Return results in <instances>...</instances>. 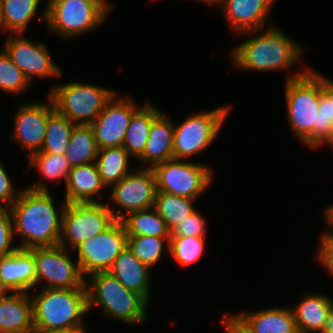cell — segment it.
<instances>
[{
    "mask_svg": "<svg viewBox=\"0 0 333 333\" xmlns=\"http://www.w3.org/2000/svg\"><path fill=\"white\" fill-rule=\"evenodd\" d=\"M66 206L65 201L60 207L55 206L53 195L42 179L21 190L17 200L9 207L14 236L22 239L18 248L58 245Z\"/></svg>",
    "mask_w": 333,
    "mask_h": 333,
    "instance_id": "6da1fadb",
    "label": "cell"
},
{
    "mask_svg": "<svg viewBox=\"0 0 333 333\" xmlns=\"http://www.w3.org/2000/svg\"><path fill=\"white\" fill-rule=\"evenodd\" d=\"M262 30L257 36L258 30L239 34L249 33L252 37L232 50L235 66L241 70L261 72L288 70L293 67L304 51L301 44L273 25Z\"/></svg>",
    "mask_w": 333,
    "mask_h": 333,
    "instance_id": "7a4b0ae2",
    "label": "cell"
},
{
    "mask_svg": "<svg viewBox=\"0 0 333 333\" xmlns=\"http://www.w3.org/2000/svg\"><path fill=\"white\" fill-rule=\"evenodd\" d=\"M322 96L321 74L304 68L290 74L285 84L287 119L294 135L305 146L317 148V114Z\"/></svg>",
    "mask_w": 333,
    "mask_h": 333,
    "instance_id": "3957f363",
    "label": "cell"
},
{
    "mask_svg": "<svg viewBox=\"0 0 333 333\" xmlns=\"http://www.w3.org/2000/svg\"><path fill=\"white\" fill-rule=\"evenodd\" d=\"M31 300L35 333L86 329L83 316L88 313L87 289L43 287Z\"/></svg>",
    "mask_w": 333,
    "mask_h": 333,
    "instance_id": "277c9868",
    "label": "cell"
},
{
    "mask_svg": "<svg viewBox=\"0 0 333 333\" xmlns=\"http://www.w3.org/2000/svg\"><path fill=\"white\" fill-rule=\"evenodd\" d=\"M86 278L88 311L99 307L108 318L129 325L147 320L149 303L141 295L125 288L108 272H97Z\"/></svg>",
    "mask_w": 333,
    "mask_h": 333,
    "instance_id": "5b68a950",
    "label": "cell"
},
{
    "mask_svg": "<svg viewBox=\"0 0 333 333\" xmlns=\"http://www.w3.org/2000/svg\"><path fill=\"white\" fill-rule=\"evenodd\" d=\"M111 7L106 0H48L42 19L49 32L69 39L97 29Z\"/></svg>",
    "mask_w": 333,
    "mask_h": 333,
    "instance_id": "8992f818",
    "label": "cell"
},
{
    "mask_svg": "<svg viewBox=\"0 0 333 333\" xmlns=\"http://www.w3.org/2000/svg\"><path fill=\"white\" fill-rule=\"evenodd\" d=\"M115 93L109 88L74 81L53 87L48 96L59 114L76 125H91Z\"/></svg>",
    "mask_w": 333,
    "mask_h": 333,
    "instance_id": "52a82bcc",
    "label": "cell"
},
{
    "mask_svg": "<svg viewBox=\"0 0 333 333\" xmlns=\"http://www.w3.org/2000/svg\"><path fill=\"white\" fill-rule=\"evenodd\" d=\"M230 108L221 106L200 112L174 125L173 158L184 160L207 149L220 133Z\"/></svg>",
    "mask_w": 333,
    "mask_h": 333,
    "instance_id": "ba28073f",
    "label": "cell"
},
{
    "mask_svg": "<svg viewBox=\"0 0 333 333\" xmlns=\"http://www.w3.org/2000/svg\"><path fill=\"white\" fill-rule=\"evenodd\" d=\"M157 191L196 200L212 184L213 171L209 165L169 159L152 168Z\"/></svg>",
    "mask_w": 333,
    "mask_h": 333,
    "instance_id": "9c48e42d",
    "label": "cell"
},
{
    "mask_svg": "<svg viewBox=\"0 0 333 333\" xmlns=\"http://www.w3.org/2000/svg\"><path fill=\"white\" fill-rule=\"evenodd\" d=\"M115 221L106 202L67 204L59 245L74 250L87 239L104 232Z\"/></svg>",
    "mask_w": 333,
    "mask_h": 333,
    "instance_id": "30bf717a",
    "label": "cell"
},
{
    "mask_svg": "<svg viewBox=\"0 0 333 333\" xmlns=\"http://www.w3.org/2000/svg\"><path fill=\"white\" fill-rule=\"evenodd\" d=\"M36 262V285L44 281V288L86 289L78 261L72 260L69 250L58 245L28 249Z\"/></svg>",
    "mask_w": 333,
    "mask_h": 333,
    "instance_id": "8fae6325",
    "label": "cell"
},
{
    "mask_svg": "<svg viewBox=\"0 0 333 333\" xmlns=\"http://www.w3.org/2000/svg\"><path fill=\"white\" fill-rule=\"evenodd\" d=\"M126 247L125 228L121 221L116 220L104 232L87 239L73 251H77L76 260L85 278L97 272H107Z\"/></svg>",
    "mask_w": 333,
    "mask_h": 333,
    "instance_id": "7c38bea8",
    "label": "cell"
},
{
    "mask_svg": "<svg viewBox=\"0 0 333 333\" xmlns=\"http://www.w3.org/2000/svg\"><path fill=\"white\" fill-rule=\"evenodd\" d=\"M156 192V180L153 170L143 168L132 171L120 182L112 185L110 200L117 205L119 208L118 212H115V207L110 208L108 201L106 203L112 211L115 220L120 221L131 212L153 208Z\"/></svg>",
    "mask_w": 333,
    "mask_h": 333,
    "instance_id": "4fadbf2b",
    "label": "cell"
},
{
    "mask_svg": "<svg viewBox=\"0 0 333 333\" xmlns=\"http://www.w3.org/2000/svg\"><path fill=\"white\" fill-rule=\"evenodd\" d=\"M3 50L13 63L32 82L34 77H61L62 72L50 56L46 45L37 43L22 36V34H10L6 38Z\"/></svg>",
    "mask_w": 333,
    "mask_h": 333,
    "instance_id": "5bb4252c",
    "label": "cell"
},
{
    "mask_svg": "<svg viewBox=\"0 0 333 333\" xmlns=\"http://www.w3.org/2000/svg\"><path fill=\"white\" fill-rule=\"evenodd\" d=\"M139 108L130 97L120 98L115 93L91 124L98 149L122 146L131 118Z\"/></svg>",
    "mask_w": 333,
    "mask_h": 333,
    "instance_id": "9a60e30c",
    "label": "cell"
},
{
    "mask_svg": "<svg viewBox=\"0 0 333 333\" xmlns=\"http://www.w3.org/2000/svg\"><path fill=\"white\" fill-rule=\"evenodd\" d=\"M47 101L45 103L27 102L22 104L16 112L11 137L30 155L41 150L47 131L48 117L55 111L50 96Z\"/></svg>",
    "mask_w": 333,
    "mask_h": 333,
    "instance_id": "2e32d148",
    "label": "cell"
},
{
    "mask_svg": "<svg viewBox=\"0 0 333 333\" xmlns=\"http://www.w3.org/2000/svg\"><path fill=\"white\" fill-rule=\"evenodd\" d=\"M276 0H224L221 9L236 34L266 28L267 16ZM265 25V26H264Z\"/></svg>",
    "mask_w": 333,
    "mask_h": 333,
    "instance_id": "e0dca14e",
    "label": "cell"
},
{
    "mask_svg": "<svg viewBox=\"0 0 333 333\" xmlns=\"http://www.w3.org/2000/svg\"><path fill=\"white\" fill-rule=\"evenodd\" d=\"M0 279L9 291L30 292L36 286V262L28 249L0 257Z\"/></svg>",
    "mask_w": 333,
    "mask_h": 333,
    "instance_id": "ac0fdd59",
    "label": "cell"
},
{
    "mask_svg": "<svg viewBox=\"0 0 333 333\" xmlns=\"http://www.w3.org/2000/svg\"><path fill=\"white\" fill-rule=\"evenodd\" d=\"M149 269L148 265L142 263L126 247L114 260L107 272L115 277L125 288L141 295L149 303L152 285Z\"/></svg>",
    "mask_w": 333,
    "mask_h": 333,
    "instance_id": "d6986e66",
    "label": "cell"
},
{
    "mask_svg": "<svg viewBox=\"0 0 333 333\" xmlns=\"http://www.w3.org/2000/svg\"><path fill=\"white\" fill-rule=\"evenodd\" d=\"M65 202L72 203H100L94 195L100 197V190L106 188L102 183L95 162L74 166L68 174L65 183Z\"/></svg>",
    "mask_w": 333,
    "mask_h": 333,
    "instance_id": "ffe728a7",
    "label": "cell"
},
{
    "mask_svg": "<svg viewBox=\"0 0 333 333\" xmlns=\"http://www.w3.org/2000/svg\"><path fill=\"white\" fill-rule=\"evenodd\" d=\"M35 332L28 292H14L0 299V333Z\"/></svg>",
    "mask_w": 333,
    "mask_h": 333,
    "instance_id": "44dd1931",
    "label": "cell"
},
{
    "mask_svg": "<svg viewBox=\"0 0 333 333\" xmlns=\"http://www.w3.org/2000/svg\"><path fill=\"white\" fill-rule=\"evenodd\" d=\"M174 124L170 118L161 112L152 122L143 155L139 158L145 168L173 159Z\"/></svg>",
    "mask_w": 333,
    "mask_h": 333,
    "instance_id": "7402d4cb",
    "label": "cell"
},
{
    "mask_svg": "<svg viewBox=\"0 0 333 333\" xmlns=\"http://www.w3.org/2000/svg\"><path fill=\"white\" fill-rule=\"evenodd\" d=\"M235 314L253 333H298L291 307H274Z\"/></svg>",
    "mask_w": 333,
    "mask_h": 333,
    "instance_id": "603a6c76",
    "label": "cell"
},
{
    "mask_svg": "<svg viewBox=\"0 0 333 333\" xmlns=\"http://www.w3.org/2000/svg\"><path fill=\"white\" fill-rule=\"evenodd\" d=\"M333 299L324 294H309L292 307L298 333H323Z\"/></svg>",
    "mask_w": 333,
    "mask_h": 333,
    "instance_id": "cb8c5ba5",
    "label": "cell"
},
{
    "mask_svg": "<svg viewBox=\"0 0 333 333\" xmlns=\"http://www.w3.org/2000/svg\"><path fill=\"white\" fill-rule=\"evenodd\" d=\"M161 112L162 110L147 101L133 114L122 144L130 157L139 159L143 155L151 124Z\"/></svg>",
    "mask_w": 333,
    "mask_h": 333,
    "instance_id": "d4e9b609",
    "label": "cell"
},
{
    "mask_svg": "<svg viewBox=\"0 0 333 333\" xmlns=\"http://www.w3.org/2000/svg\"><path fill=\"white\" fill-rule=\"evenodd\" d=\"M129 156L123 146L98 149L95 163L105 187H111L131 173L128 170Z\"/></svg>",
    "mask_w": 333,
    "mask_h": 333,
    "instance_id": "484cf974",
    "label": "cell"
},
{
    "mask_svg": "<svg viewBox=\"0 0 333 333\" xmlns=\"http://www.w3.org/2000/svg\"><path fill=\"white\" fill-rule=\"evenodd\" d=\"M64 154L71 167L95 162L98 147L91 125L74 126Z\"/></svg>",
    "mask_w": 333,
    "mask_h": 333,
    "instance_id": "4316f807",
    "label": "cell"
},
{
    "mask_svg": "<svg viewBox=\"0 0 333 333\" xmlns=\"http://www.w3.org/2000/svg\"><path fill=\"white\" fill-rule=\"evenodd\" d=\"M120 221L127 236L171 237L166 222L154 208L131 212Z\"/></svg>",
    "mask_w": 333,
    "mask_h": 333,
    "instance_id": "83f0119b",
    "label": "cell"
},
{
    "mask_svg": "<svg viewBox=\"0 0 333 333\" xmlns=\"http://www.w3.org/2000/svg\"><path fill=\"white\" fill-rule=\"evenodd\" d=\"M195 200L157 191L155 195L154 210L164 219L170 231L183 219L196 210L193 206Z\"/></svg>",
    "mask_w": 333,
    "mask_h": 333,
    "instance_id": "f1b7e54d",
    "label": "cell"
},
{
    "mask_svg": "<svg viewBox=\"0 0 333 333\" xmlns=\"http://www.w3.org/2000/svg\"><path fill=\"white\" fill-rule=\"evenodd\" d=\"M40 0H2L4 33L23 34L35 16Z\"/></svg>",
    "mask_w": 333,
    "mask_h": 333,
    "instance_id": "f546056e",
    "label": "cell"
},
{
    "mask_svg": "<svg viewBox=\"0 0 333 333\" xmlns=\"http://www.w3.org/2000/svg\"><path fill=\"white\" fill-rule=\"evenodd\" d=\"M76 124L56 110L48 117L47 131L41 150L55 155L64 154Z\"/></svg>",
    "mask_w": 333,
    "mask_h": 333,
    "instance_id": "4dcf8cb0",
    "label": "cell"
},
{
    "mask_svg": "<svg viewBox=\"0 0 333 333\" xmlns=\"http://www.w3.org/2000/svg\"><path fill=\"white\" fill-rule=\"evenodd\" d=\"M28 169L37 167L39 173L47 180H54L57 184L62 179L66 183L71 165L66 159L65 154L55 155L44 152H35L29 155Z\"/></svg>",
    "mask_w": 333,
    "mask_h": 333,
    "instance_id": "1f68e13d",
    "label": "cell"
},
{
    "mask_svg": "<svg viewBox=\"0 0 333 333\" xmlns=\"http://www.w3.org/2000/svg\"><path fill=\"white\" fill-rule=\"evenodd\" d=\"M169 239L170 237L127 236V247L142 263L152 267L161 258L164 245L169 249Z\"/></svg>",
    "mask_w": 333,
    "mask_h": 333,
    "instance_id": "d6a6232c",
    "label": "cell"
},
{
    "mask_svg": "<svg viewBox=\"0 0 333 333\" xmlns=\"http://www.w3.org/2000/svg\"><path fill=\"white\" fill-rule=\"evenodd\" d=\"M206 237L171 236L167 252L182 267L200 259L204 253Z\"/></svg>",
    "mask_w": 333,
    "mask_h": 333,
    "instance_id": "836d02e7",
    "label": "cell"
},
{
    "mask_svg": "<svg viewBox=\"0 0 333 333\" xmlns=\"http://www.w3.org/2000/svg\"><path fill=\"white\" fill-rule=\"evenodd\" d=\"M30 85L24 73L13 63L4 50L0 51V89L11 94H20Z\"/></svg>",
    "mask_w": 333,
    "mask_h": 333,
    "instance_id": "e575fe53",
    "label": "cell"
},
{
    "mask_svg": "<svg viewBox=\"0 0 333 333\" xmlns=\"http://www.w3.org/2000/svg\"><path fill=\"white\" fill-rule=\"evenodd\" d=\"M333 132L331 102L322 93L317 114V148L330 138Z\"/></svg>",
    "mask_w": 333,
    "mask_h": 333,
    "instance_id": "d590c367",
    "label": "cell"
},
{
    "mask_svg": "<svg viewBox=\"0 0 333 333\" xmlns=\"http://www.w3.org/2000/svg\"><path fill=\"white\" fill-rule=\"evenodd\" d=\"M206 230V219L195 210L176 225L171 236L206 237Z\"/></svg>",
    "mask_w": 333,
    "mask_h": 333,
    "instance_id": "8d00e7d4",
    "label": "cell"
},
{
    "mask_svg": "<svg viewBox=\"0 0 333 333\" xmlns=\"http://www.w3.org/2000/svg\"><path fill=\"white\" fill-rule=\"evenodd\" d=\"M14 239L13 218L9 208L0 211V257L14 253L18 246H12Z\"/></svg>",
    "mask_w": 333,
    "mask_h": 333,
    "instance_id": "74e56055",
    "label": "cell"
},
{
    "mask_svg": "<svg viewBox=\"0 0 333 333\" xmlns=\"http://www.w3.org/2000/svg\"><path fill=\"white\" fill-rule=\"evenodd\" d=\"M319 241L316 258L333 276V232L327 228Z\"/></svg>",
    "mask_w": 333,
    "mask_h": 333,
    "instance_id": "f35d334b",
    "label": "cell"
},
{
    "mask_svg": "<svg viewBox=\"0 0 333 333\" xmlns=\"http://www.w3.org/2000/svg\"><path fill=\"white\" fill-rule=\"evenodd\" d=\"M14 189L12 180L0 163V206L2 208H9L17 200L21 190L14 191Z\"/></svg>",
    "mask_w": 333,
    "mask_h": 333,
    "instance_id": "ab89813d",
    "label": "cell"
},
{
    "mask_svg": "<svg viewBox=\"0 0 333 333\" xmlns=\"http://www.w3.org/2000/svg\"><path fill=\"white\" fill-rule=\"evenodd\" d=\"M225 333H253L236 314H224L220 321Z\"/></svg>",
    "mask_w": 333,
    "mask_h": 333,
    "instance_id": "60d3db41",
    "label": "cell"
},
{
    "mask_svg": "<svg viewBox=\"0 0 333 333\" xmlns=\"http://www.w3.org/2000/svg\"><path fill=\"white\" fill-rule=\"evenodd\" d=\"M321 87H322V93L331 102L332 122H333V80H330L329 78H326V76L321 75Z\"/></svg>",
    "mask_w": 333,
    "mask_h": 333,
    "instance_id": "b9f144b4",
    "label": "cell"
},
{
    "mask_svg": "<svg viewBox=\"0 0 333 333\" xmlns=\"http://www.w3.org/2000/svg\"><path fill=\"white\" fill-rule=\"evenodd\" d=\"M325 220L327 221V228L333 232V204L324 209Z\"/></svg>",
    "mask_w": 333,
    "mask_h": 333,
    "instance_id": "7bdbcfd3",
    "label": "cell"
},
{
    "mask_svg": "<svg viewBox=\"0 0 333 333\" xmlns=\"http://www.w3.org/2000/svg\"><path fill=\"white\" fill-rule=\"evenodd\" d=\"M323 333H333V302L328 312L327 324Z\"/></svg>",
    "mask_w": 333,
    "mask_h": 333,
    "instance_id": "ee69618b",
    "label": "cell"
},
{
    "mask_svg": "<svg viewBox=\"0 0 333 333\" xmlns=\"http://www.w3.org/2000/svg\"><path fill=\"white\" fill-rule=\"evenodd\" d=\"M9 289L4 285L3 281L0 279V299L7 297Z\"/></svg>",
    "mask_w": 333,
    "mask_h": 333,
    "instance_id": "f6af8a7d",
    "label": "cell"
},
{
    "mask_svg": "<svg viewBox=\"0 0 333 333\" xmlns=\"http://www.w3.org/2000/svg\"><path fill=\"white\" fill-rule=\"evenodd\" d=\"M49 333H86V329H68V330H61V331H53Z\"/></svg>",
    "mask_w": 333,
    "mask_h": 333,
    "instance_id": "bcb514c9",
    "label": "cell"
},
{
    "mask_svg": "<svg viewBox=\"0 0 333 333\" xmlns=\"http://www.w3.org/2000/svg\"><path fill=\"white\" fill-rule=\"evenodd\" d=\"M0 28L1 31L4 33V19H3V7H2V0H0Z\"/></svg>",
    "mask_w": 333,
    "mask_h": 333,
    "instance_id": "7dc6e473",
    "label": "cell"
},
{
    "mask_svg": "<svg viewBox=\"0 0 333 333\" xmlns=\"http://www.w3.org/2000/svg\"><path fill=\"white\" fill-rule=\"evenodd\" d=\"M201 2L207 3V4H215V5H222V3L224 2V0H199Z\"/></svg>",
    "mask_w": 333,
    "mask_h": 333,
    "instance_id": "c3c4849f",
    "label": "cell"
},
{
    "mask_svg": "<svg viewBox=\"0 0 333 333\" xmlns=\"http://www.w3.org/2000/svg\"><path fill=\"white\" fill-rule=\"evenodd\" d=\"M327 145H329L331 148H333V132L330 136V138L327 140V142L325 143Z\"/></svg>",
    "mask_w": 333,
    "mask_h": 333,
    "instance_id": "681fc988",
    "label": "cell"
},
{
    "mask_svg": "<svg viewBox=\"0 0 333 333\" xmlns=\"http://www.w3.org/2000/svg\"><path fill=\"white\" fill-rule=\"evenodd\" d=\"M15 333H35V332H15Z\"/></svg>",
    "mask_w": 333,
    "mask_h": 333,
    "instance_id": "f907efd6",
    "label": "cell"
}]
</instances>
